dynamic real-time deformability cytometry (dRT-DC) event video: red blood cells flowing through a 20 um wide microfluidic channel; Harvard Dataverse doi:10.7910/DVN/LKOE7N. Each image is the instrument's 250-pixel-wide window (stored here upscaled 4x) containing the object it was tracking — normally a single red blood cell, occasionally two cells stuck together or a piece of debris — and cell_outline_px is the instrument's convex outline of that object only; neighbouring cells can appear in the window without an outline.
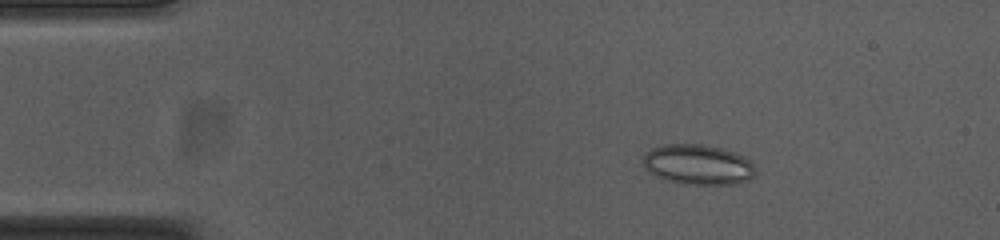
{"species": "common noctule bat (a hibernating species)", "species_latin": "Nyctalus noctula", "temperature_condition": "cold", "stored_images_in_passage": 50, "camera_frame_rate_fps": 3000, "um_per_image_px": 0.085, "animal": {"sex": "female", "body_mass_g": 23.0, "forearm_length_mm": 53.4}, "frame": {"image": 1, "passage_image": 5, "time_ms": 1.333, "image_size_px": [1000, 240], "cell_outline_px": [[756, 176], [748, 180], [728, 184], [684, 184], [668, 180], [648, 172], [644, 168], [644, 156], [652, 148], [668, 144], [700, 144], [720, 148], [732, 152], [752, 160], [756, 164]], "centroid_in_image_um": [59.38, 13.99], "position_along_channel_um": 25.6, "area_um2": 26.18}}
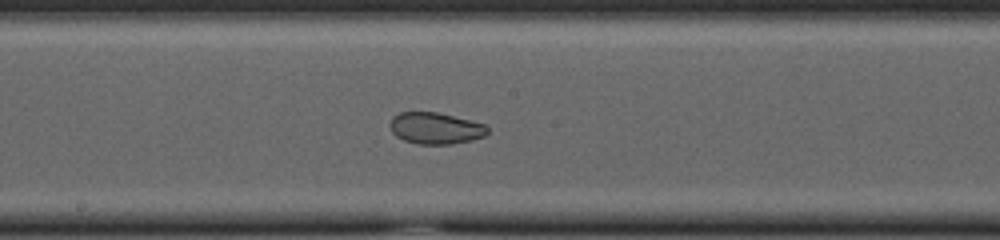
{"frame": {"image": 2, "passage_image": 25, "time_ms": 8.0, "image_size_px": [1000, 240], "cell_outline_px": [[488, 132], [484, 136], [472, 140], [452, 144], [416, 144], [404, 140], [396, 136], [392, 132], [388, 124], [392, 116], [400, 112], [436, 112], [488, 124]], "centroid_in_image_um": [37.01, 10.9], "position_along_channel_um": 211.2, "area_um2": 18.15}}
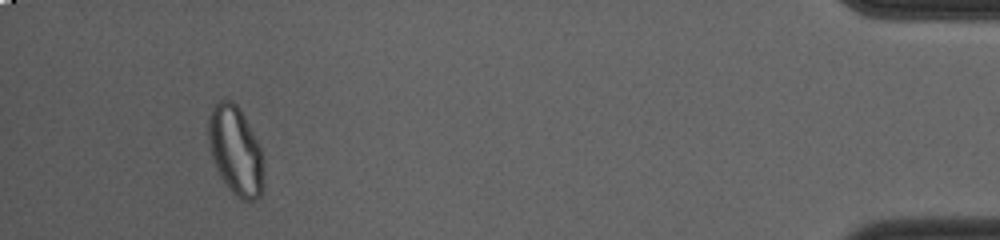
{"frame": {"image": 3, "passage_image": 47, "time_ms": 15.333, "image_size_px": [1000, 240], "cell_outline_px": [[264, 188], [260, 196], [256, 200], [240, 200], [228, 188], [220, 176], [216, 168], [212, 156], [208, 140], [208, 116], [216, 100], [232, 100], [240, 108], [260, 144], [264, 180]], "centroid_in_image_um": [20.03, 12.8], "position_along_channel_um": 415.2, "area_um2": 28.96}, "authors_computed_cell_mechanics": {"area_um2": 24.6228, "velocity_mm_per_s": 3.7417, "shape_relaxation_time_tau1_ms": null, "shape_relaxation_time_tau2_ms": 1.0395, "deformation_change_tau1": null, "deformation_change_tau2": 0.0543}}